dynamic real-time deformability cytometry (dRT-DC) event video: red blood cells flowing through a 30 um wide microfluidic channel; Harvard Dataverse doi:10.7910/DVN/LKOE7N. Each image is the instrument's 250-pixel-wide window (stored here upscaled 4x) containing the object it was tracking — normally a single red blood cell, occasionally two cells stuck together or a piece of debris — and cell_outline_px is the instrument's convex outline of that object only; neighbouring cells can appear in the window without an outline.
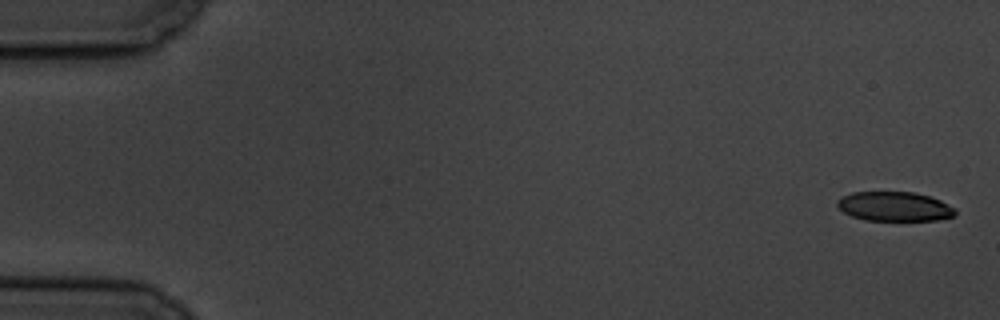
{"species": "common noctule bat (a hibernating species)", "species_latin": "Nyctalus noctula", "temperature_condition": "cold", "stored_images_in_passage": 6, "camera_frame_rate_fps": 3000, "um_per_image_px": 0.085, "animal": {"sex": "male", "body_mass_g": 19.5, "forearm_length_mm": 54.6}, "frame": {"image": 1, "passage_image": 1, "time_ms": 0.0, "image_size_px": [1000, 320], "cell_outline_px": [[956, 216], [936, 220], [864, 220], [852, 216], [844, 212], [836, 204], [836, 200], [852, 192], [916, 192], [940, 200], [956, 208]], "centroid_in_image_um": [76.05, 17.55], "position_along_channel_um": 8.9, "area_um2": 20.23}}
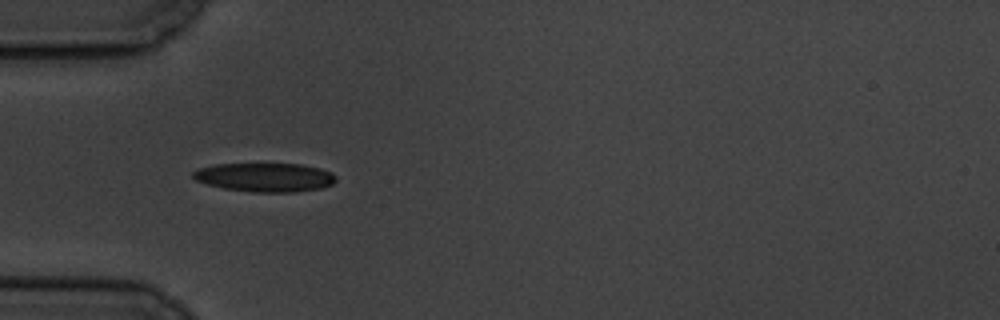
{"frame": {"image": 2, "passage_image": 5, "time_ms": 5.667, "image_size_px": [1000, 320], "cell_outline_px": [[336, 180], [332, 184], [320, 188], [296, 192], [252, 192], [224, 188], [208, 184], [196, 180], [192, 176], [192, 172], [200, 168], [216, 164], [300, 164], [320, 168], [332, 172], [336, 176]], "centroid_in_image_um": [22.54, 15.07], "position_along_channel_um": 62.5, "area_um2": 23.93}}
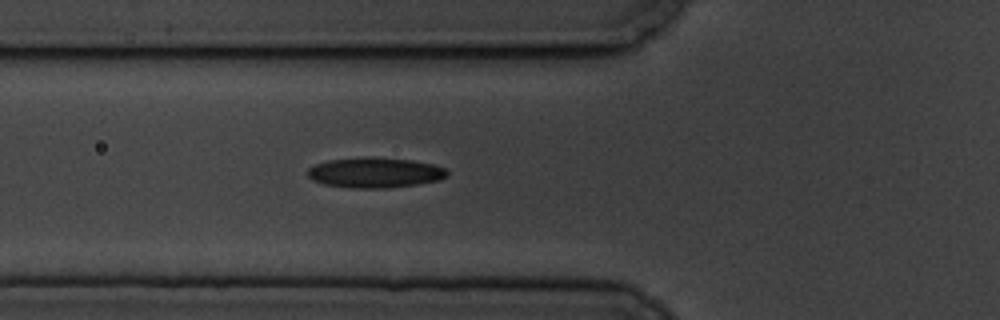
{"frame": {"image": 3, "passage_image": 6, "time_ms": 6.667, "image_size_px": [1000, 320], "cell_outline_px": [[448, 176], [440, 180], [420, 184], [388, 188], [352, 188], [324, 184], [312, 180], [308, 176], [308, 168], [316, 164], [328, 160], [368, 156], [412, 160], [432, 164], [444, 168], [448, 172]], "centroid_in_image_um": [31.88, 14.67], "position_along_channel_um": 93.9, "area_um2": 24.8}}